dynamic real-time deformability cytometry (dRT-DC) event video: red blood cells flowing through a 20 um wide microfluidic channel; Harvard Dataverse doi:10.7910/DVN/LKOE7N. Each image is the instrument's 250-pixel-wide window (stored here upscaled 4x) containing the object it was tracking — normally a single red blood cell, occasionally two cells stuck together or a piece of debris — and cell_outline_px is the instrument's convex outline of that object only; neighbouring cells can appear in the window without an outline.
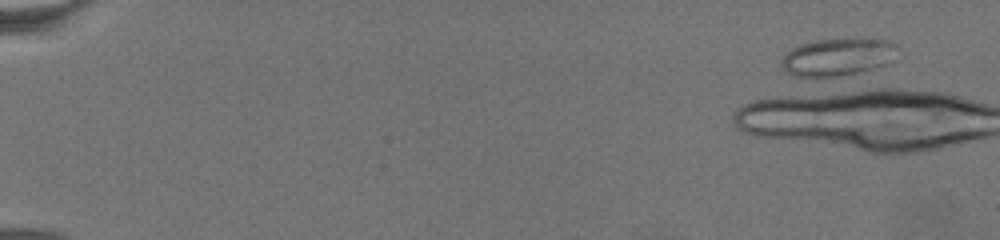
{"species": "common noctule bat (a hibernating species)", "species_latin": "Nyctalus noctula", "temperature_condition": "warm", "stored_images_in_passage": 1, "camera_frame_rate_fps": 3000, "um_per_image_px": 0.085, "animal": {"sex": "female", "body_mass_g": 19.5, "forearm_length_mm": 54.1}, "frame": {"image": 1, "passage_image": 1, "time_ms": 0.0, "image_size_px": [1000, 240], "cell_outline_px": [[900, 48], [892, 60], [888, 64], [828, 80], [796, 76], [784, 72], [780, 64], [780, 60], [792, 48], [800, 44], [816, 40], [856, 36], [888, 40], [896, 44]], "centroid_in_image_um": [71.22, 4.84], "position_along_channel_um": 13.8, "area_um2": 26.82}}